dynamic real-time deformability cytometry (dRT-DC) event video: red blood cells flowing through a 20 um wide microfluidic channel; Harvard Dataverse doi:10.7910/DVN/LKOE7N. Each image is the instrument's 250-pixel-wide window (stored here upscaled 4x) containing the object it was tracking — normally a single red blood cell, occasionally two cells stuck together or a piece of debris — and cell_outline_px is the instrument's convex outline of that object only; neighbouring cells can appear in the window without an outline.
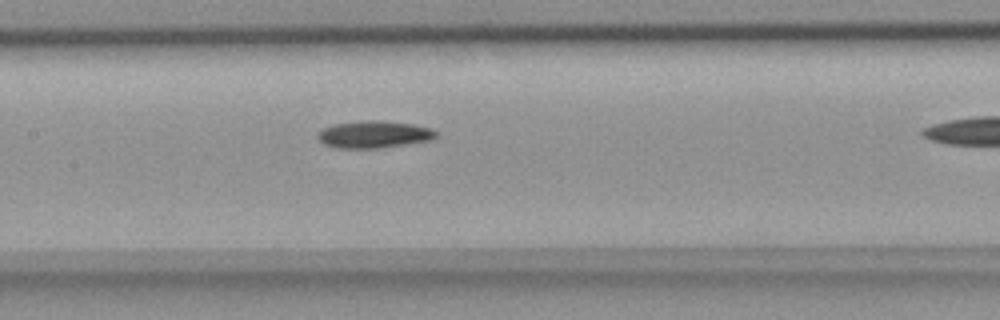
{"species": "common noctule bat (a hibernating species)", "species_latin": "Nyctalus noctula", "temperature_condition": "room temperature", "stored_images_in_passage": 34, "camera_frame_rate_fps": 3000, "um_per_image_px": 0.085, "animal": {"sex": "female", "body_mass_g": 18.4}, "frame": {"image": 1, "passage_image": 17, "time_ms": 5.333, "image_size_px": [1000, 320], "cell_outline_px": [[440, 132], [432, 140], [380, 148], [336, 148], [324, 144], [316, 136], [324, 128], [336, 124], [368, 120], [372, 120], [412, 124], [432, 128]], "centroid_in_image_um": [31.84, 11.43], "position_along_channel_um": 175.6, "area_um2": 18.55}}
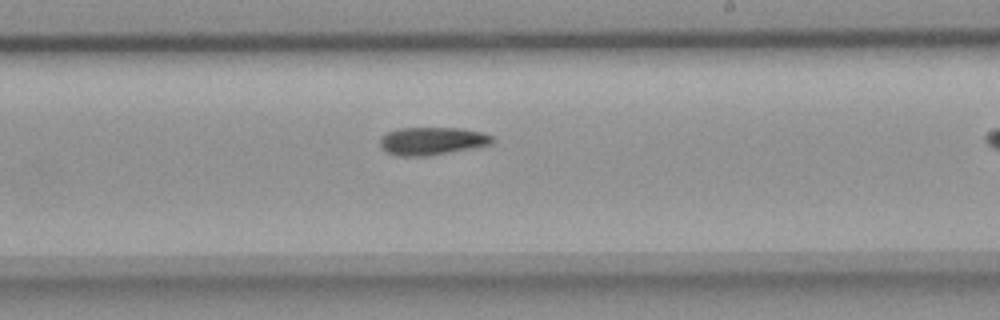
{"frame": {"image": 2, "passage_image": 23, "time_ms": 7.333, "image_size_px": [1000, 320], "cell_outline_px": [[492, 144], [476, 148], [428, 156], [396, 156], [384, 152], [380, 148], [380, 140], [388, 132], [400, 128], [460, 128], [484, 132], [492, 136]], "centroid_in_image_um": [36.73, 12.0], "position_along_channel_um": 252.3, "area_um2": 18.44}}
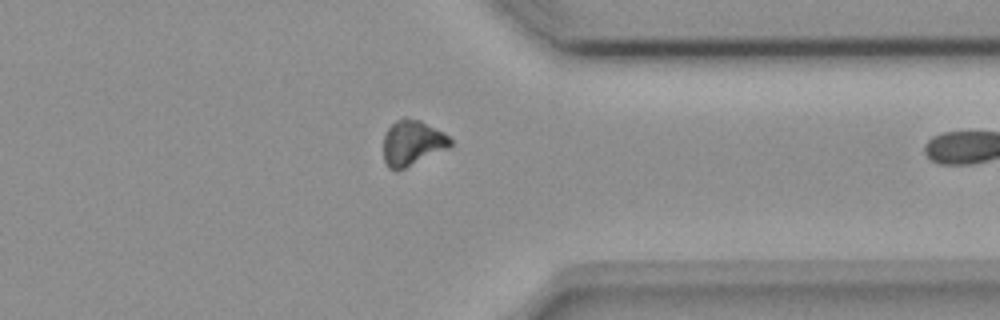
{"frame": {"image": 3, "passage_image": 33, "time_ms": 10.667, "image_size_px": [1000, 320], "cell_outline_px": [[452, 144], [448, 148], [396, 172], [388, 168], [384, 160], [384, 136], [388, 128], [396, 120], [404, 116], [420, 120], [444, 132], [452, 140]], "centroid_in_image_um": [35.03, 12.14], "position_along_channel_um": 376.4, "area_um2": 17.74}}